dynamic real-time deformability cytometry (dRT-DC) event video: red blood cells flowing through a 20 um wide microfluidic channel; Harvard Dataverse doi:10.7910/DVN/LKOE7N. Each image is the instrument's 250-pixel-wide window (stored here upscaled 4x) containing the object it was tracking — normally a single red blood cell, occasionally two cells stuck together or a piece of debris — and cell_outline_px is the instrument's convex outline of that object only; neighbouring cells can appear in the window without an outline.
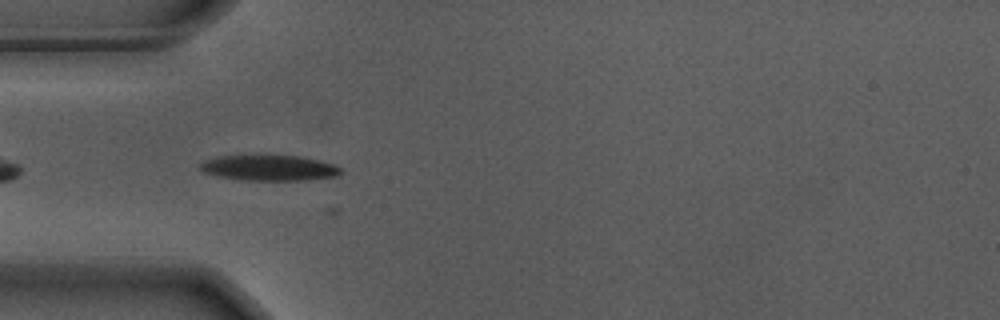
{"species": "Egyptian fruit bat (a non-hibernating species)", "species_latin": "Rousettus aegyptiacus", "temperature_condition": "warm", "stored_images_in_passage": 23, "camera_frame_rate_fps": 3000, "um_per_image_px": 0.085, "animal": {"sex": "male"}, "frame": {"image": 1, "passage_image": 4, "time_ms": 1.0, "image_size_px": [1000, 320], "cell_outline_px": [[344, 172], [336, 176], [308, 180], [240, 180], [220, 176], [204, 172], [200, 168], [200, 164], [204, 160], [216, 156], [304, 156], [320, 160], [344, 168]], "centroid_in_image_um": [22.95, 14.27], "position_along_channel_um": 62.1, "area_um2": 20.98}}
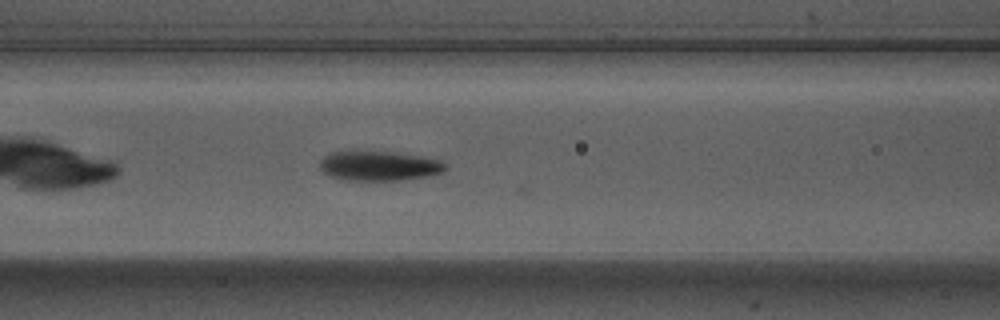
{"frame": {"image": 2, "passage_image": 10, "time_ms": 3.0, "image_size_px": [1000, 320], "cell_outline_px": [[444, 172], [432, 176], [400, 180], [340, 180], [324, 172], [320, 168], [320, 160], [324, 156], [332, 152], [352, 148], [396, 152], [440, 160], [444, 164]], "centroid_in_image_um": [32.16, 14.06], "position_along_channel_um": 134.4, "area_um2": 22.43}}
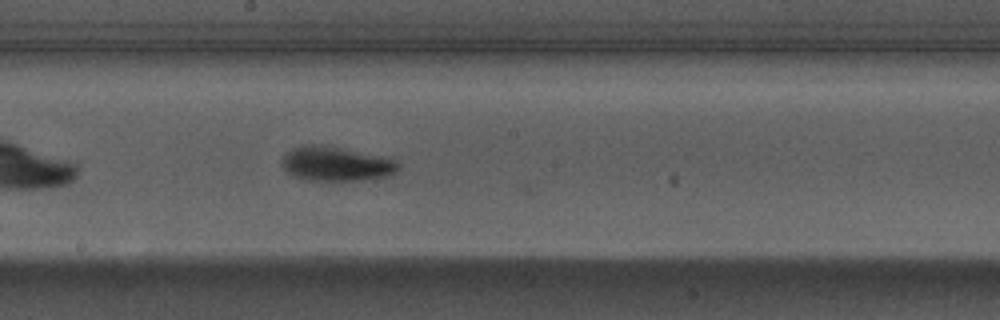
{"frame": {"image": 3, "passage_image": 17, "time_ms": 5.333, "image_size_px": [1000, 320], "cell_outline_px": [[400, 168], [396, 172], [388, 176], [364, 180], [308, 180], [296, 176], [288, 172], [284, 168], [280, 160], [292, 148], [300, 144], [320, 144], [392, 156], [400, 164]], "centroid_in_image_um": [28.65, 13.89], "position_along_channel_um": 219.5, "area_um2": 23.93}}